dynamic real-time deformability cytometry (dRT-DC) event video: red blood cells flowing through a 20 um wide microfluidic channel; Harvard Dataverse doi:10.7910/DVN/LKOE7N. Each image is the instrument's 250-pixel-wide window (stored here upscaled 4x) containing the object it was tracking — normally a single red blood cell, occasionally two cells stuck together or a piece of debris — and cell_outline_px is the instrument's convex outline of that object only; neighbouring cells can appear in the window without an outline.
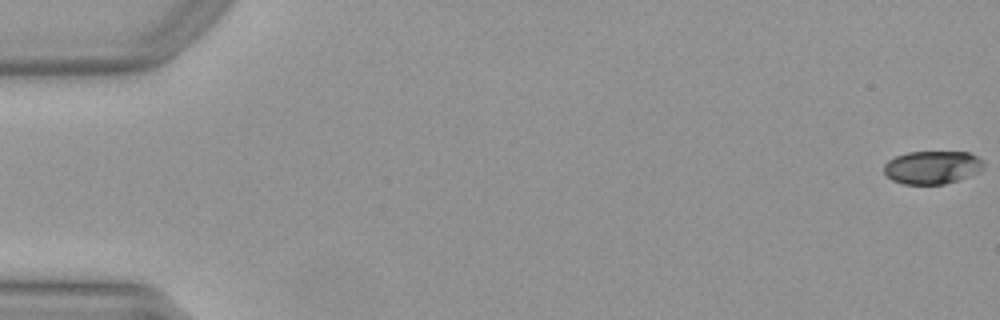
{"species": "Egyptian fruit bat (a non-hibernating species)", "species_latin": "Rousettus aegyptiacus", "temperature_condition": "warm", "stored_images_in_passage": 6, "camera_frame_rate_fps": 3000, "um_per_image_px": 0.085, "animal": {"sex": "female"}, "frame": {"image": 1, "passage_image": 1, "time_ms": 0.0, "image_size_px": [1000, 320], "cell_outline_px": [[984, 164], [980, 172], [944, 184], [904, 184], [892, 180], [884, 172], [884, 164], [888, 160], [896, 156], [908, 152], [968, 152], [984, 160]], "centroid_in_image_um": [79.24, 14.22], "position_along_channel_um": 5.8, "area_um2": 19.19}}